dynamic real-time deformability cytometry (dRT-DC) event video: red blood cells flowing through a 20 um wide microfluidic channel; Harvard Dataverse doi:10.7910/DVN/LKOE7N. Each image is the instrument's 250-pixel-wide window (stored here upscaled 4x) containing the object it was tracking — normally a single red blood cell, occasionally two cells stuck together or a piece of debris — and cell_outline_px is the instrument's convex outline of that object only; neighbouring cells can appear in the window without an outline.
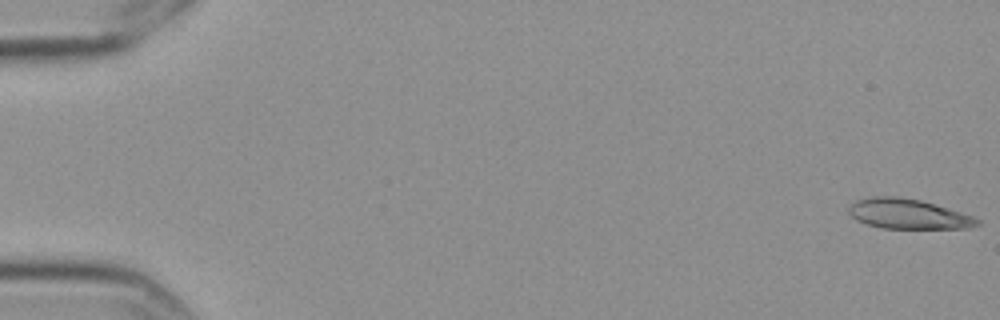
{"species": "Egyptian fruit bat (a non-hibernating species)", "species_latin": "Rousettus aegyptiacus", "temperature_condition": "cold", "stored_images_in_passage": 6, "camera_frame_rate_fps": 3000, "um_per_image_px": 0.085, "frame": {"image": 1, "passage_image": 1, "time_ms": 0.0, "image_size_px": [1000, 320], "cell_outline_px": [[980, 224], [968, 228], [880, 228], [856, 220], [848, 212], [848, 208], [856, 200], [872, 196], [896, 196], [920, 200], [948, 208], [972, 216], [980, 220]], "centroid_in_image_um": [77.17, 18.18], "position_along_channel_um": 7.8, "area_um2": 22.25}}
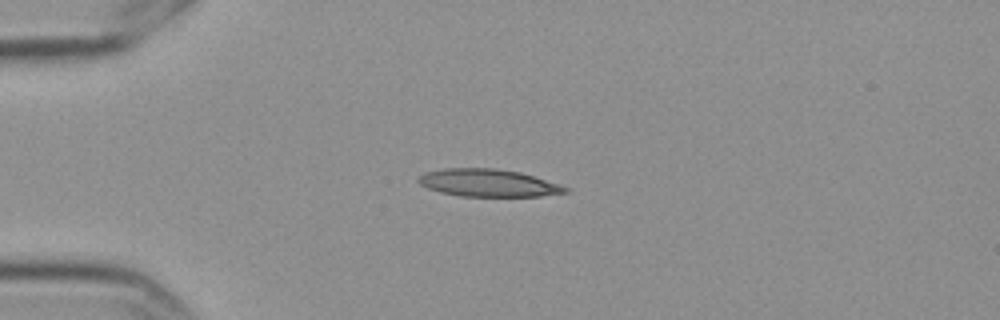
{"frame": {"image": 2, "passage_image": 5, "time_ms": 1.333, "image_size_px": [1000, 320], "cell_outline_px": [[568, 192], [540, 196], [460, 196], [440, 192], [428, 188], [420, 184], [416, 180], [424, 172], [444, 168], [496, 168], [520, 172], [560, 184], [568, 188]], "centroid_in_image_um": [41.48, 15.54], "position_along_channel_um": 43.5, "area_um2": 23.52}}